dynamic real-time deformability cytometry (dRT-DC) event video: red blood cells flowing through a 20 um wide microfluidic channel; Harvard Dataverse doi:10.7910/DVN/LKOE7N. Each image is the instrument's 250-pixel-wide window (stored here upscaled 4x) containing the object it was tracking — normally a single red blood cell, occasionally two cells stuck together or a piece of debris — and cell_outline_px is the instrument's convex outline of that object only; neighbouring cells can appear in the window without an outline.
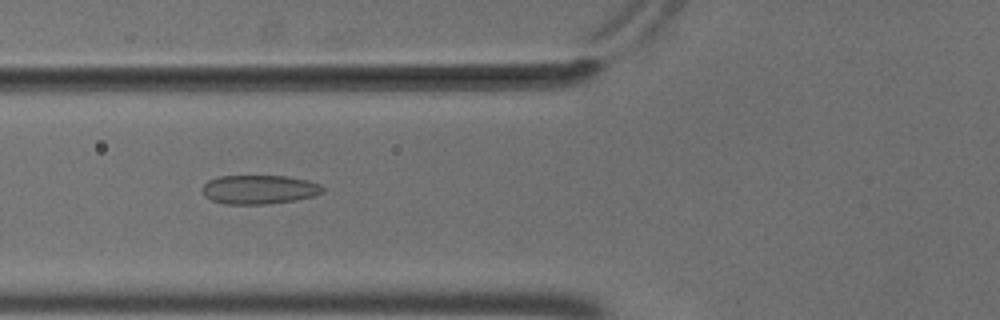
{"species": "common noctule bat (a hibernating species)", "species_latin": "Nyctalus noctula", "temperature_condition": "cold", "stored_images_in_passage": 55, "camera_frame_rate_fps": 3000, "um_per_image_px": 0.085, "animal": {"sex": "male", "body_mass_g": 18.8}, "frame": {"image": 1, "passage_image": 22, "time_ms": 7.0, "image_size_px": [1000, 320], "cell_outline_px": [[324, 192], [312, 196], [296, 200], [268, 204], [224, 204], [212, 200], [204, 196], [204, 184], [208, 180], [220, 176], [288, 176], [308, 180], [320, 184], [324, 188]], "centroid_in_image_um": [22.06, 16.11], "position_along_channel_um": 103.7, "area_um2": 20.35}}
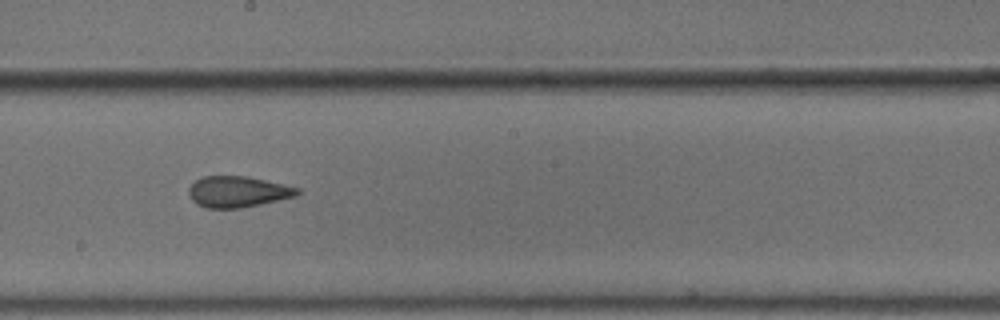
{"frame": {"image": 2, "passage_image": 32, "time_ms": 10.333, "image_size_px": [1000, 320], "cell_outline_px": [[300, 192], [296, 196], [260, 204], [240, 208], [208, 208], [196, 204], [192, 200], [188, 192], [188, 188], [196, 180], [204, 176], [248, 176], [284, 184], [300, 188]], "centroid_in_image_um": [20.21, 16.29], "position_along_channel_um": 228.0, "area_um2": 19.65}}
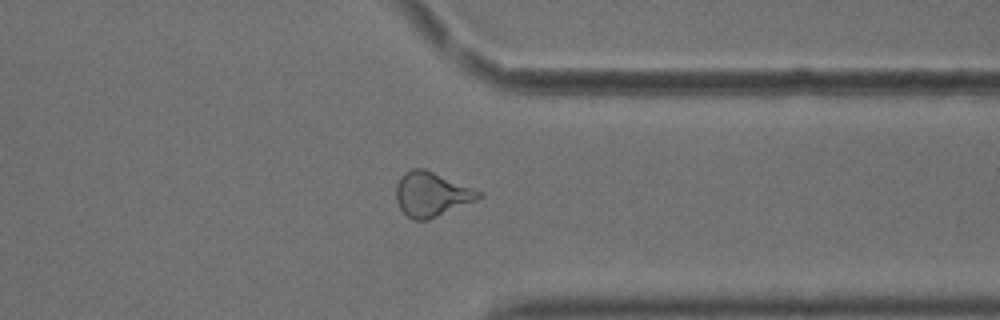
{"frame": {"image": 3, "passage_image": 44, "time_ms": 14.333, "image_size_px": [1000, 320], "cell_outline_px": [[484, 196], [476, 200], [428, 220], [412, 220], [400, 208], [396, 200], [396, 184], [404, 172], [412, 168], [424, 168], [484, 192]], "centroid_in_image_um": [36.69, 16.5], "position_along_channel_um": 374.7, "area_um2": 21.44}, "authors_computed_cell_mechanics": {"area_um2": 21.2126, "velocity_mm_per_s": 3.7125, "shape_relaxation_time_tau1_ms": null, "shape_relaxation_time_tau2_ms": 2.1404, "deformation_change_tau1": null, "deformation_change_tau2": 0.0996}}